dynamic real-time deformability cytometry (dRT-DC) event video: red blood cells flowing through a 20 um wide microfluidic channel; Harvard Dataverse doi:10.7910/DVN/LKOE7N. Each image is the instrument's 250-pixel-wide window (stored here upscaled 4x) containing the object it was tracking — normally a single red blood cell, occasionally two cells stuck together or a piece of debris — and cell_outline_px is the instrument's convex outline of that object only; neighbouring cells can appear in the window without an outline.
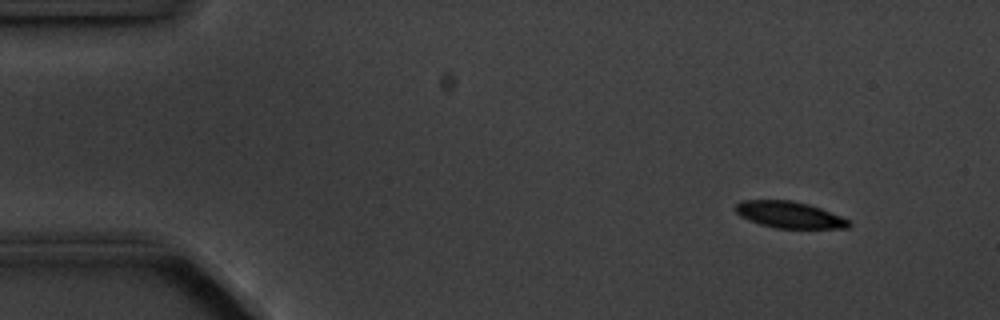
{"species": "common noctule bat (a hibernating species)", "species_latin": "Nyctalus noctula", "temperature_condition": "cold", "stored_images_in_passage": 6, "segment_of_instrument_passage": [1, 2], "camera_frame_rate_fps": 3000, "um_per_image_px": 0.085, "animal": {"sex": "male", "body_mass_g": 20.1, "forearm_length_mm": 53.5}, "frame": {"image": 1, "passage_image": 2, "time_ms": 1.333, "image_size_px": [1000, 320], "cell_outline_px": [[852, 224], [848, 228], [776, 228], [760, 224], [748, 220], [740, 216], [736, 212], [736, 204], [740, 200], [792, 200], [808, 204], [820, 208], [852, 220]], "centroid_in_image_um": [67.12, 18.25], "position_along_channel_um": 17.9, "area_um2": 17.63}}
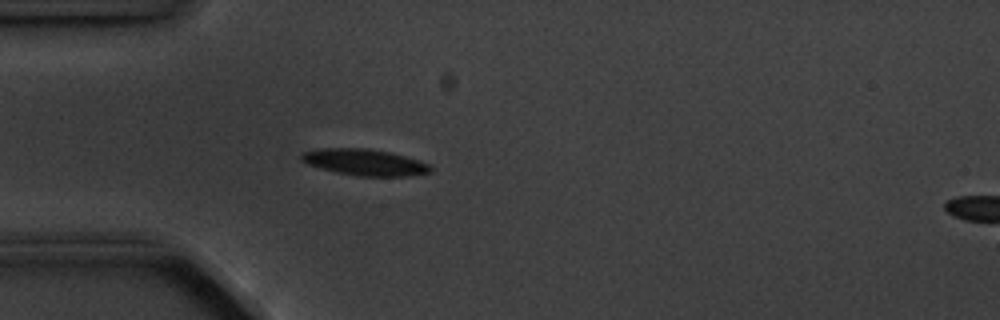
{"frame": {"image": 2, "passage_image": 5, "time_ms": 4.667, "image_size_px": [1000, 320], "cell_outline_px": [[432, 172], [408, 176], [356, 176], [336, 172], [308, 164], [300, 160], [300, 152], [316, 148], [368, 148], [388, 152], [420, 160], [432, 164]], "centroid_in_image_um": [31.0, 13.79], "position_along_channel_um": 54.0, "area_um2": 20.06}}